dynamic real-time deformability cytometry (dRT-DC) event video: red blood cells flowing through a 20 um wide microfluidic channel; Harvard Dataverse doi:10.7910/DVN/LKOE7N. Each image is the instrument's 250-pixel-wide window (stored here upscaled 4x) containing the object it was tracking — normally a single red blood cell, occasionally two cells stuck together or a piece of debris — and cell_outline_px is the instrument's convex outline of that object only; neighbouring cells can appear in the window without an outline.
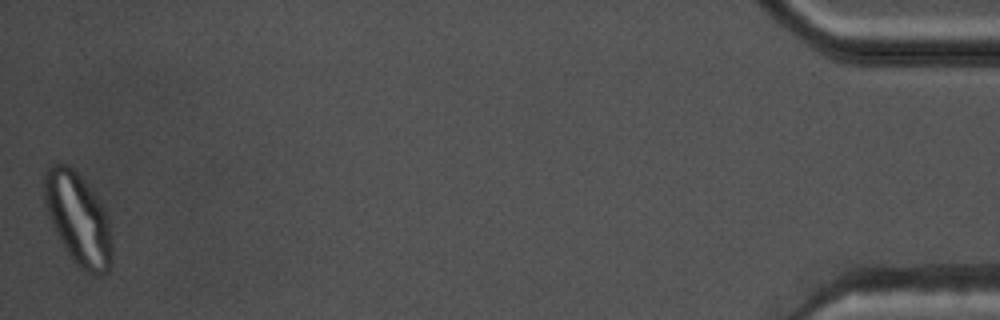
{"species": "common noctule bat (a hibernating species)", "species_latin": "Nyctalus noctula", "temperature_condition": "warm", "stored_images_in_passage": 47, "camera_frame_rate_fps": 3000, "um_per_image_px": 0.085, "animal": {"sex": "male", "body_mass_g": 17.5, "forearm_length_mm": 52.3}, "frame": {"image": 1, "passage_image": 47, "time_ms": 15.333, "image_size_px": [1000, 320], "cell_outline_px": [[112, 264], [108, 272], [100, 276], [96, 276], [80, 268], [72, 260], [64, 248], [48, 216], [44, 200], [44, 172], [52, 164], [68, 164], [76, 172], [100, 200], [108, 216], [112, 236]], "centroid_in_image_um": [6.67, 18.64], "position_along_channel_um": 428.5, "area_um2": 36.59}}